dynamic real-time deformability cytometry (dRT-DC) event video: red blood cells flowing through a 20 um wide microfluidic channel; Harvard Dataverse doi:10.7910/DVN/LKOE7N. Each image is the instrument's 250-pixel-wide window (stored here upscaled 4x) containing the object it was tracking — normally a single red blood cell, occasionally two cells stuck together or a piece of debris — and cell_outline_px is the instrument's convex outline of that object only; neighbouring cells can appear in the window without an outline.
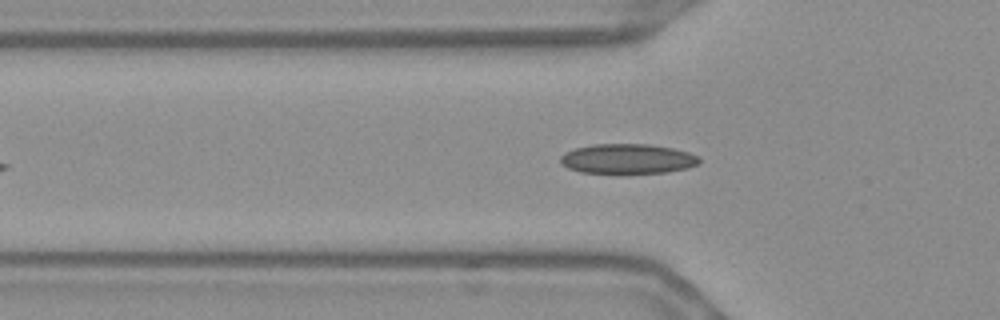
{"species": "Egyptian fruit bat (a non-hibernating species)", "species_latin": "Rousettus aegyptiacus", "temperature_condition": "warm", "stored_images_in_passage": 41, "camera_frame_rate_fps": 3000, "um_per_image_px": 0.085, "frame": {"image": 1, "passage_image": 8, "time_ms": 2.333, "image_size_px": [1000, 320], "cell_outline_px": [[700, 164], [688, 168], [668, 172], [580, 172], [568, 168], [560, 164], [560, 156], [564, 152], [576, 148], [592, 144], [648, 144], [672, 148], [688, 152], [700, 156]], "centroid_in_image_um": [53.35, 13.49], "position_along_channel_um": 72.4, "area_um2": 24.04}}
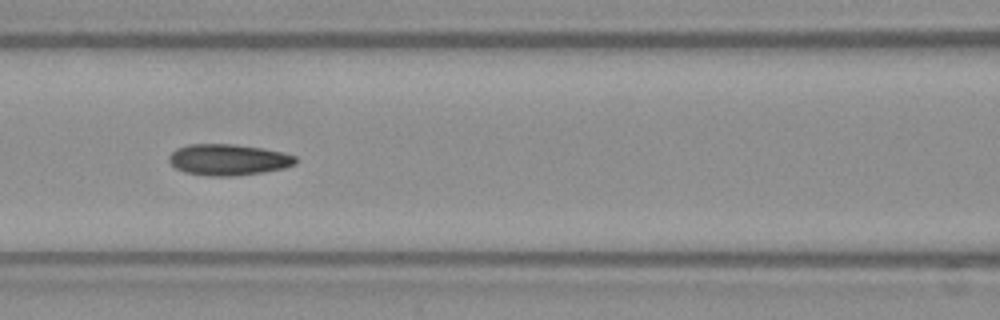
{"frame": {"image": 2, "passage_image": 14, "time_ms": 4.333, "image_size_px": [1000, 320], "cell_outline_px": [[296, 164], [284, 168], [264, 172], [232, 176], [208, 176], [184, 172], [176, 168], [168, 160], [168, 156], [176, 148], [188, 144], [232, 144], [264, 148], [284, 152], [296, 156]], "centroid_in_image_um": [19.41, 13.57], "position_along_channel_um": 147.2, "area_um2": 23.18}}
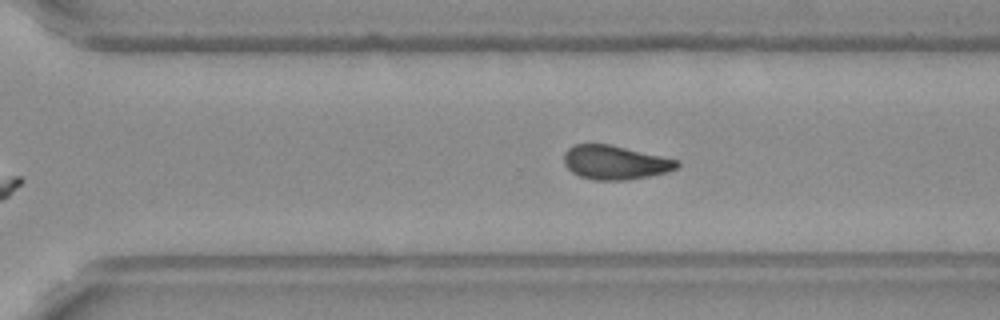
{"frame": {"image": 3, "passage_image": 28, "time_ms": 9.0, "image_size_px": [1000, 320], "cell_outline_px": [[680, 164], [676, 168], [668, 172], [648, 176], [624, 180], [592, 180], [580, 176], [572, 172], [564, 164], [564, 152], [572, 144], [608, 144], [680, 160]], "centroid_in_image_um": [52.27, 13.81], "position_along_channel_um": 318.3, "area_um2": 22.37}, "authors_computed_cell_mechanics": {"area_um2": 22.6576, "velocity_mm_per_s": 3.6808, "shape_relaxation_time_tau1_ms": null, "shape_relaxation_time_tau2_ms": 2.6426, "deformation_change_tau1": null, "deformation_change_tau2": 0.0751}}